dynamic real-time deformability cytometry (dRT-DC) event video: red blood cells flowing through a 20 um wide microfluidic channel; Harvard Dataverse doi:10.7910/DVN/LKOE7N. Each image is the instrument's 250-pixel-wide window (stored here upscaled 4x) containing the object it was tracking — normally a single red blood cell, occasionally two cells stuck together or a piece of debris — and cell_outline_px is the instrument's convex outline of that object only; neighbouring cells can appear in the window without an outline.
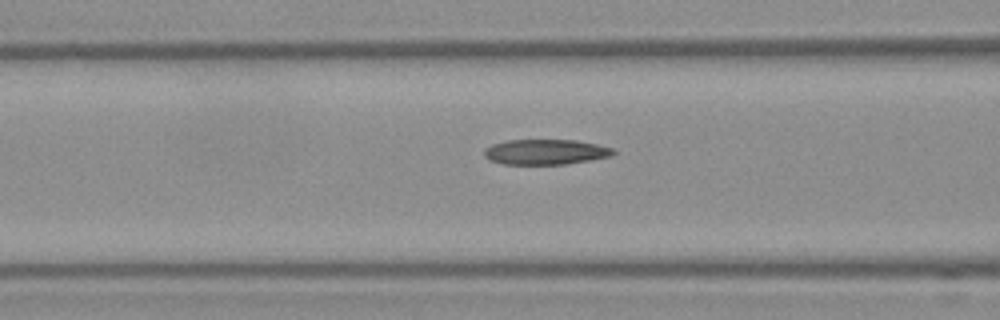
{"species": "Egyptian fruit bat (a non-hibernating species)", "species_latin": "Rousettus aegyptiacus", "temperature_condition": "warm", "stored_images_in_passage": 13, "camera_frame_rate_fps": 3000, "um_per_image_px": 0.085, "frame": {"image": 1, "passage_image": 11, "time_ms": 3.333, "image_size_px": [1000, 320], "cell_outline_px": [[616, 152], [612, 156], [592, 160], [564, 164], [504, 164], [488, 160], [484, 156], [484, 148], [492, 144], [508, 140], [576, 140], [596, 144], [612, 148]], "centroid_in_image_um": [46.36, 12.91], "position_along_channel_um": 120.2, "area_um2": 19.07}}